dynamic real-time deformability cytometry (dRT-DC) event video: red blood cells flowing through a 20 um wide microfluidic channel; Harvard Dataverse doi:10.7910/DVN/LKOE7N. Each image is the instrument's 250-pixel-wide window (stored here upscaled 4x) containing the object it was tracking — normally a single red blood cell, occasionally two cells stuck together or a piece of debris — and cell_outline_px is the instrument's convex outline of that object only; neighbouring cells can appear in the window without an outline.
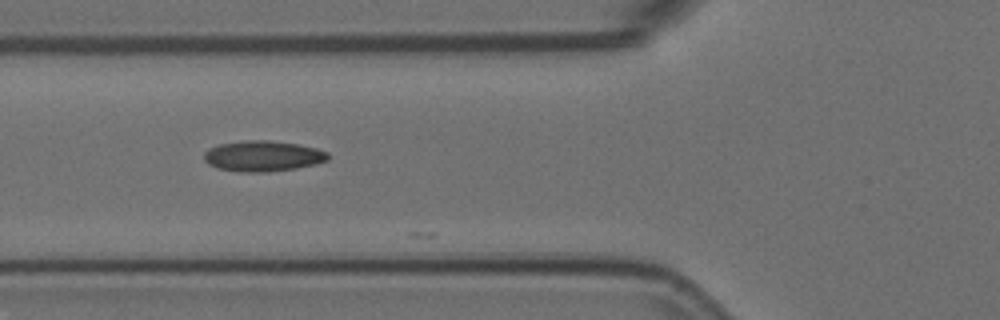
{"species": "Egyptian fruit bat (a non-hibernating species)", "species_latin": "Rousettus aegyptiacus", "temperature_condition": "room temperature", "stored_images_in_passage": 3, "camera_frame_rate_fps": 3000, "um_per_image_px": 0.085, "animal": {"sex": "female"}, "frame": {"image": 1, "passage_image": 2, "time_ms": 0.333, "image_size_px": [1000, 320], "cell_outline_px": [[328, 160], [316, 164], [296, 168], [268, 172], [240, 172], [216, 168], [208, 164], [204, 160], [204, 152], [208, 148], [220, 144], [248, 140], [268, 140], [300, 144], [316, 148], [328, 152]], "centroid_in_image_um": [22.34, 13.27], "position_along_channel_um": 103.5, "area_um2": 22.31}}